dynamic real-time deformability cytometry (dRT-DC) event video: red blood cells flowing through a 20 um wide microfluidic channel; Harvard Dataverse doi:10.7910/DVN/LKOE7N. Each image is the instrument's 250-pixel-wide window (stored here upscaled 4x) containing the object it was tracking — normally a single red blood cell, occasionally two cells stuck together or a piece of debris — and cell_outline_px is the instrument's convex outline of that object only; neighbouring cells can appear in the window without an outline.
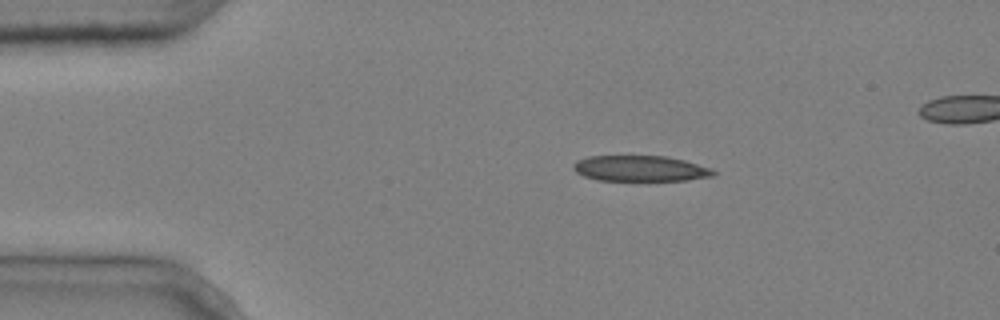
{"species": "common noctule bat (a hibernating species)", "species_latin": "Nyctalus noctula", "temperature_condition": "cold", "stored_images_in_passage": 4, "camera_frame_rate_fps": 3000, "um_per_image_px": 0.085, "animal": {"sex": "male", "body_mass_g": 20.4}, "frame": {"image": 1, "passage_image": 2, "time_ms": 0.333, "image_size_px": [1000, 320], "cell_outline_px": [[716, 176], [688, 180], [596, 180], [584, 176], [576, 172], [572, 168], [572, 164], [576, 160], [588, 156], [668, 156], [684, 160], [712, 168], [716, 172]], "centroid_in_image_um": [54.43, 14.32], "position_along_channel_um": 30.6, "area_um2": 21.15}}